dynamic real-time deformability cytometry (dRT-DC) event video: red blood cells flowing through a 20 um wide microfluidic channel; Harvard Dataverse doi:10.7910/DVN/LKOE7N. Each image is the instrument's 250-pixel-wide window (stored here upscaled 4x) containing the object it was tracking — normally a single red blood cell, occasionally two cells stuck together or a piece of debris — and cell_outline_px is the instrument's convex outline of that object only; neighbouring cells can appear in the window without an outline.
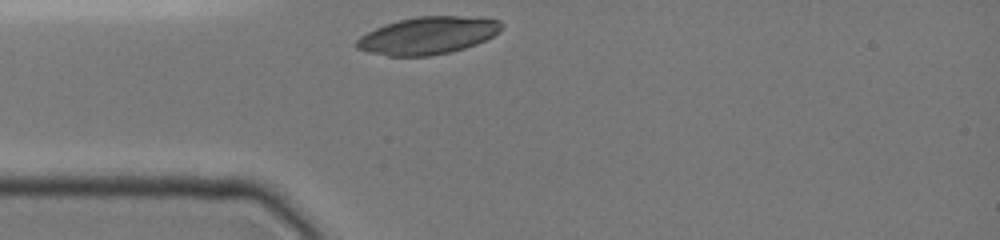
{"species": "common noctule bat (a hibernating species)", "species_latin": "Nyctalus noctula", "temperature_condition": "cold", "stored_images_in_passage": 27, "camera_frame_rate_fps": 3000, "um_per_image_px": 0.085, "animal": {"sex": "female", "body_mass_g": 19.0, "forearm_length_mm": 51.5}, "frame": {"image": 1, "passage_image": 1, "time_ms": 0.0, "image_size_px": [1000, 240], "cell_outline_px": [[504, 24], [500, 32], [476, 44], [452, 52], [428, 56], [388, 56], [368, 52], [356, 48], [356, 40], [360, 36], [384, 24], [416, 16], [456, 16], [500, 20]], "centroid_in_image_um": [36.36, 3.02], "position_along_channel_um": 48.6, "area_um2": 31.5}}
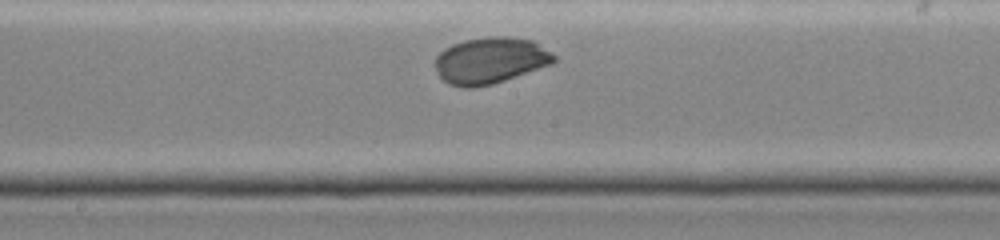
{"frame": {"image": 2, "passage_image": 15, "time_ms": 4.333, "image_size_px": [1000, 240], "cell_outline_px": [[556, 60], [552, 64], [492, 84], [472, 88], [464, 88], [448, 84], [436, 72], [436, 56], [444, 48], [452, 44], [464, 40], [488, 36], [508, 36], [532, 40], [552, 52], [556, 56]], "centroid_in_image_um": [41.67, 5.13], "position_along_channel_um": 206.5, "area_um2": 32.19}}
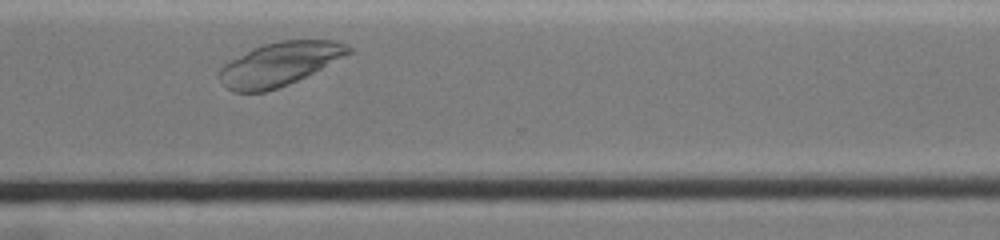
{"frame": {"image": 3, "passage_image": 25, "time_ms": 8.0, "image_size_px": [1000, 240], "cell_outline_px": [[352, 52], [288, 84], [264, 92], [236, 92], [228, 88], [224, 84], [220, 76], [220, 68], [224, 64], [252, 48], [264, 44], [280, 40], [336, 40], [348, 44], [352, 48]], "centroid_in_image_um": [23.77, 5.41], "position_along_channel_um": 346.8, "area_um2": 32.08}}